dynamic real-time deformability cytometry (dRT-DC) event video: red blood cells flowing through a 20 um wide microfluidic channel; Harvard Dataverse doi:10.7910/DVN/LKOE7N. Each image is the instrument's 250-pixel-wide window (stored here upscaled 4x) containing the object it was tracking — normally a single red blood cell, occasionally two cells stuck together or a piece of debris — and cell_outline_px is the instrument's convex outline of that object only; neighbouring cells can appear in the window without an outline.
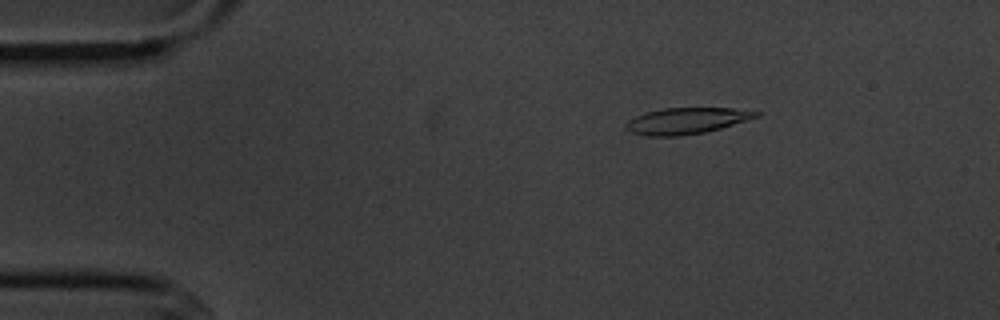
{"species": "common noctule bat (a hibernating species)", "species_latin": "Nyctalus noctula", "temperature_condition": "cold", "stored_images_in_passage": 5, "camera_frame_rate_fps": 3000, "um_per_image_px": 0.085, "animal": {"sex": "male", "body_mass_g": 20.1, "forearm_length_mm": 53.5}, "frame": {"image": 1, "passage_image": 3, "time_ms": 2.333, "image_size_px": [1000, 320], "cell_outline_px": [[760, 116], [748, 120], [720, 128], [704, 132], [680, 136], [648, 136], [628, 132], [624, 128], [624, 124], [628, 120], [636, 116], [648, 112], [664, 108], [732, 108], [760, 112]], "centroid_in_image_um": [58.32, 10.27], "position_along_channel_um": 26.7, "area_um2": 19.88}}